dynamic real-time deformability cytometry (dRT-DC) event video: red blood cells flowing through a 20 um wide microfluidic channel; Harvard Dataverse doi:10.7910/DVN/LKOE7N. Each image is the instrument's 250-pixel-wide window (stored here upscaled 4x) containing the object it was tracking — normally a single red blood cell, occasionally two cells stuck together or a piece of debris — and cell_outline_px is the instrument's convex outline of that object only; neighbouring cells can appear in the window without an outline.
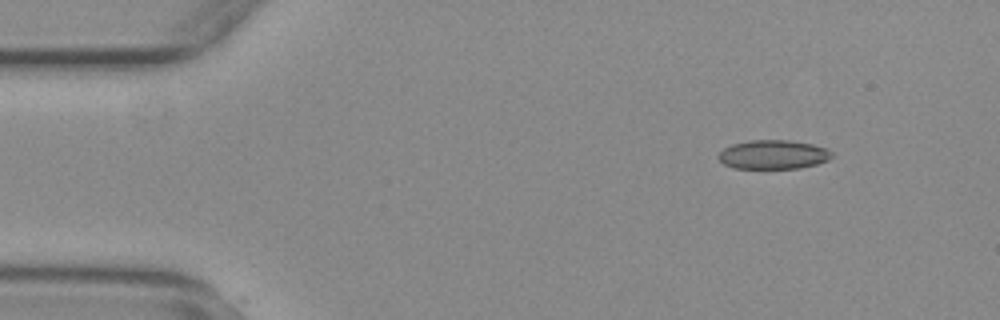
{"species": "common noctule bat (a hibernating species)", "species_latin": "Nyctalus noctula", "temperature_condition": "warm", "stored_images_in_passage": 49, "camera_frame_rate_fps": 3000, "um_per_image_px": 0.085, "animal": {"sex": "female", "body_mass_g": 29.2, "forearm_length_mm": 56.3}, "frame": {"image": 1, "passage_image": 1, "time_ms": 0.0, "image_size_px": [1000, 320], "cell_outline_px": [[832, 156], [828, 160], [816, 164], [800, 168], [732, 168], [724, 164], [716, 156], [724, 148], [732, 144], [752, 140], [788, 140], [812, 144], [828, 148], [832, 152]], "centroid_in_image_um": [65.73, 13.14], "position_along_channel_um": 19.3, "area_um2": 19.19}}
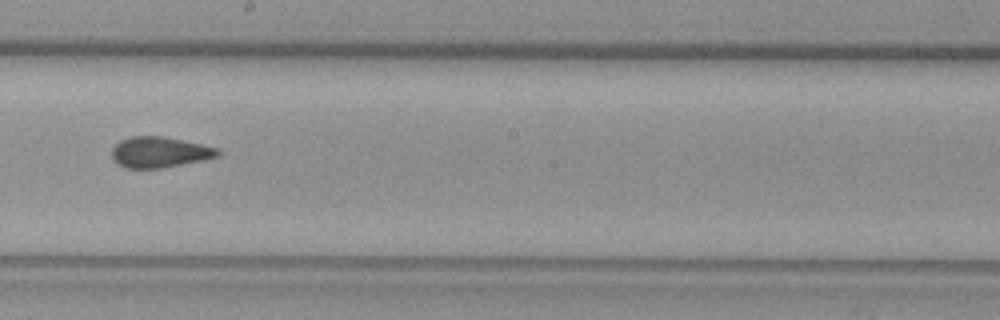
{"frame": {"image": 2, "passage_image": 25, "time_ms": 8.0, "image_size_px": [1000, 320], "cell_outline_px": [[220, 156], [164, 168], [124, 168], [116, 164], [112, 160], [112, 148], [120, 140], [132, 136], [164, 136], [220, 148]], "centroid_in_image_um": [13.55, 12.94], "position_along_channel_um": 234.6, "area_um2": 19.19}}
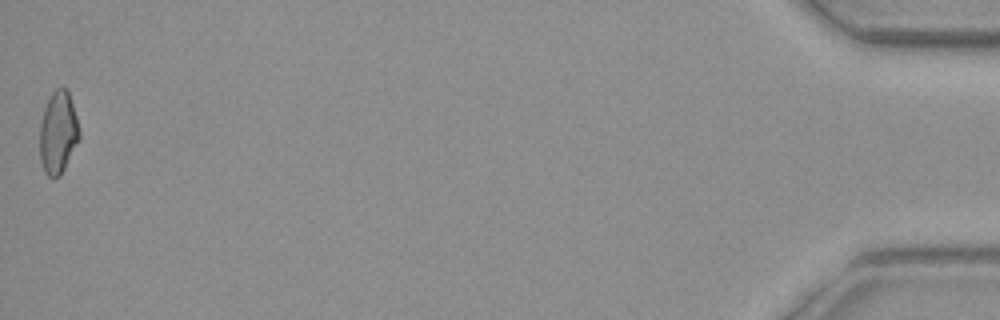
{"frame": {"image": 3, "passage_image": 49, "time_ms": 16.0, "image_size_px": [1000, 320], "cell_outline_px": [[80, 136], [60, 176], [52, 180], [44, 172], [40, 160], [40, 124], [44, 108], [52, 92], [56, 88], [68, 88], [76, 116], [80, 132]], "centroid_in_image_um": [4.92, 11.28], "position_along_channel_um": 430.3, "area_um2": 18.96}, "authors_computed_cell_mechanics": {"area_um2": 19.1896, "velocity_mm_per_s": 3.7729, "shape_relaxation_time_tau1_ms": null, "shape_relaxation_time_tau2_ms": 1.0367, "deformation_change_tau1": null, "deformation_change_tau2": 0.0625}}